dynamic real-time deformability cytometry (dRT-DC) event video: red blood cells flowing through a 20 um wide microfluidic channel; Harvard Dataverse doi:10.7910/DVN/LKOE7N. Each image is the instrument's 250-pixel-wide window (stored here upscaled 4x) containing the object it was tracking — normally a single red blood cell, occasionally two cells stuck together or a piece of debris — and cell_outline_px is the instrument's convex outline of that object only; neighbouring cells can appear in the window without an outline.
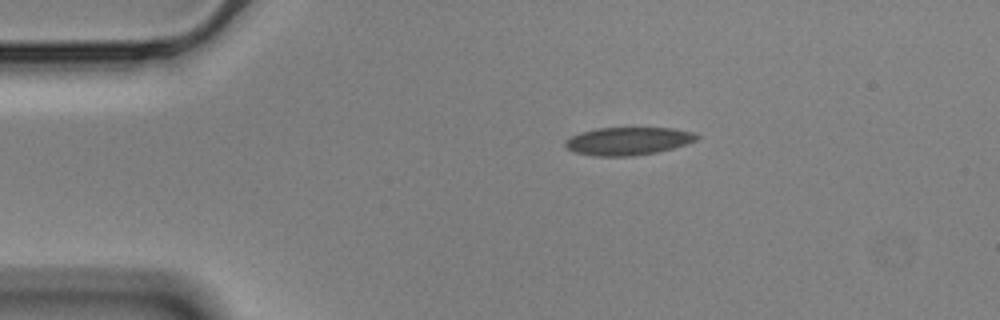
{"species": "Egyptian fruit bat (a non-hibernating species)", "species_latin": "Rousettus aegyptiacus", "temperature_condition": "cold", "stored_images_in_passage": 46, "camera_frame_rate_fps": 3000, "um_per_image_px": 0.085, "animal": {"sex": "male"}, "frame": {"image": 1, "passage_image": 1, "time_ms": 0.0, "image_size_px": [1000, 320], "cell_outline_px": [[700, 136], [696, 140], [672, 148], [656, 152], [632, 156], [592, 156], [576, 152], [568, 148], [564, 144], [564, 140], [580, 132], [596, 128], [672, 128], [692, 132]], "centroid_in_image_um": [53.35, 11.99], "position_along_channel_um": 31.6, "area_um2": 21.21}}
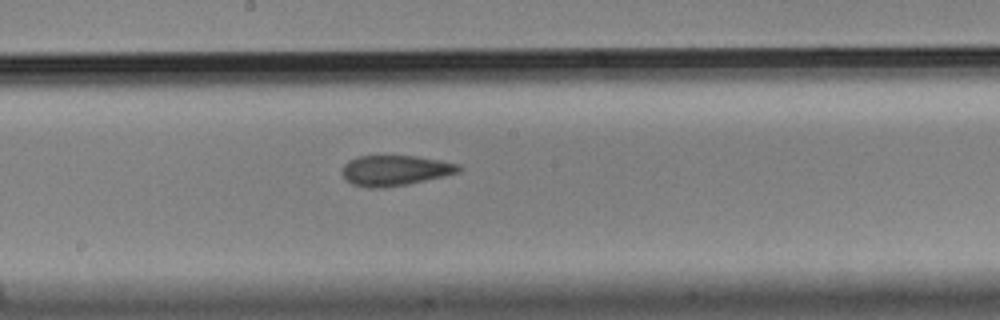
{"frame": {"image": 2, "passage_image": 20, "time_ms": 6.333, "image_size_px": [1000, 320], "cell_outline_px": [[464, 168], [460, 172], [444, 176], [408, 184], [384, 188], [368, 188], [352, 184], [344, 180], [340, 172], [344, 164], [348, 160], [356, 156], [416, 156], [440, 160], [460, 164]], "centroid_in_image_um": [33.56, 14.49], "position_along_channel_um": 214.6, "area_um2": 21.04}}
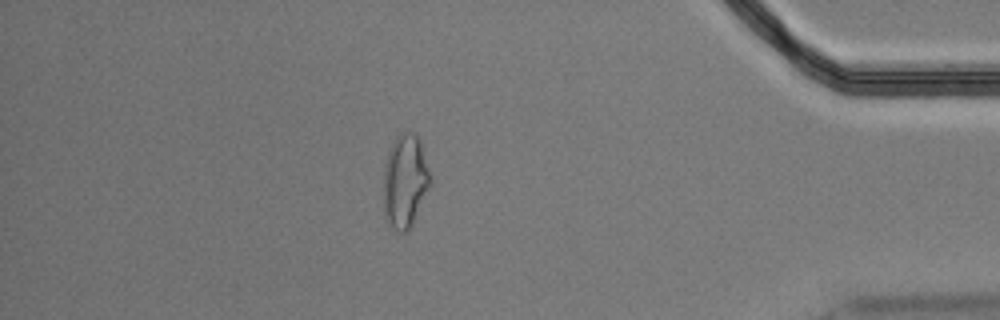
{"frame": {"image": 3, "passage_image": 39, "time_ms": 12.667, "image_size_px": [1000, 320], "cell_outline_px": [[432, 184], [412, 228], [408, 232], [396, 232], [388, 224], [384, 216], [384, 164], [388, 152], [396, 136], [400, 132], [412, 132], [420, 140], [432, 176]], "centroid_in_image_um": [34.46, 15.45], "position_along_channel_um": 400.7, "area_um2": 26.3}, "authors_computed_cell_mechanics": {"area_um2": 21.4727, "velocity_mm_per_s": 3.5626, "shape_relaxation_time_tau1_ms": null, "shape_relaxation_time_tau2_ms": 3.0686, "deformation_change_tau1": null, "deformation_change_tau2": 0.0797}}